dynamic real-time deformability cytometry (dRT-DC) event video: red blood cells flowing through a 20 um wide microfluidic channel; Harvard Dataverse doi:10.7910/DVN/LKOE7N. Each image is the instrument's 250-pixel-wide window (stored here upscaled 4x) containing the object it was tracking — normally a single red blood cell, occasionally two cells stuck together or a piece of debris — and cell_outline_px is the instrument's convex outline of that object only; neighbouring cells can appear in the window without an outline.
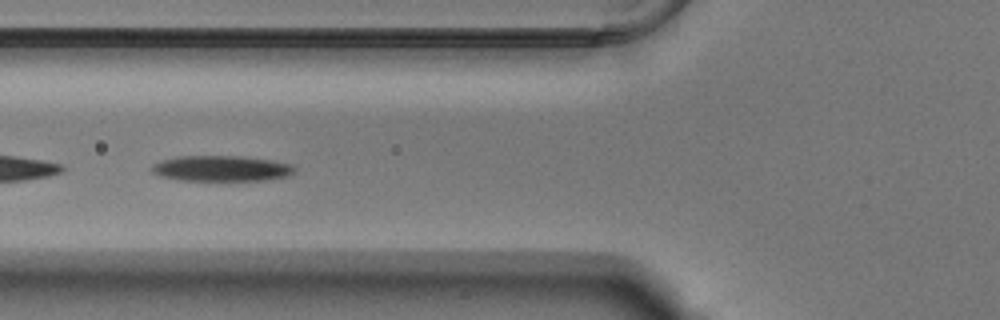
{"species": "Egyptian fruit bat (a non-hibernating species)", "species_latin": "Rousettus aegyptiacus", "temperature_condition": "warm", "stored_images_in_passage": 34, "camera_frame_rate_fps": 3000, "um_per_image_px": 0.085, "animal": {"sex": "male"}, "frame": {"image": 1, "passage_image": 6, "time_ms": 1.667, "image_size_px": [1000, 320], "cell_outline_px": [[296, 168], [288, 176], [264, 180], [180, 180], [160, 176], [152, 172], [152, 164], [160, 160], [176, 156], [240, 156], [272, 160], [292, 164]], "centroid_in_image_um": [18.79, 14.31], "position_along_channel_um": 107.0, "area_um2": 21.33}}
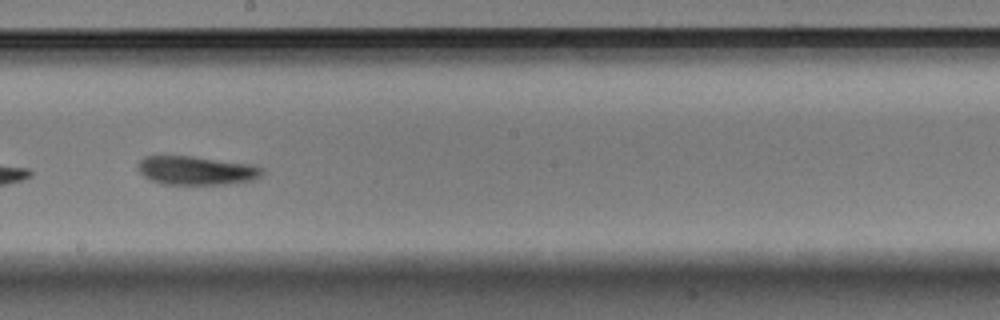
{"frame": {"image": 2, "passage_image": 16, "time_ms": 5.0, "image_size_px": [1000, 320], "cell_outline_px": [[264, 172], [260, 176], [252, 180], [224, 184], [164, 184], [152, 180], [144, 176], [140, 172], [136, 164], [144, 156], [192, 156], [248, 164], [264, 168]], "centroid_in_image_um": [16.66, 14.49], "position_along_channel_um": 231.5, "area_um2": 20.58}}
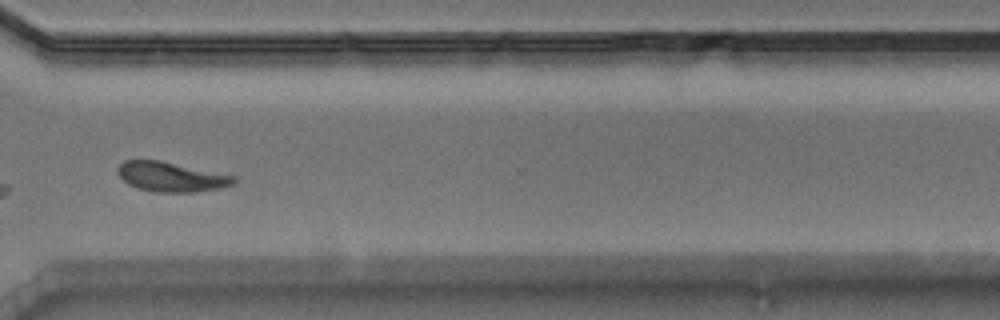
{"frame": {"image": 3, "passage_image": 26, "time_ms": 8.333, "image_size_px": [1000, 320], "cell_outline_px": [[240, 180], [236, 184], [220, 188], [192, 192], [156, 192], [136, 188], [128, 184], [116, 172], [116, 168], [124, 160], [160, 160], [236, 176]], "centroid_in_image_um": [14.58, 15.03], "position_along_channel_um": 356.0, "area_um2": 20.29}, "authors_computed_cell_mechanics": {"area_um2": 20.4901, "velocity_mm_per_s": 3.7326, "shape_relaxation_time_tau1_ms": 3.7415, "shape_relaxation_time_tau2_ms": 5.7827, "deformation_change_tau1": 0.1345, "deformation_change_tau2": 0.1326}}